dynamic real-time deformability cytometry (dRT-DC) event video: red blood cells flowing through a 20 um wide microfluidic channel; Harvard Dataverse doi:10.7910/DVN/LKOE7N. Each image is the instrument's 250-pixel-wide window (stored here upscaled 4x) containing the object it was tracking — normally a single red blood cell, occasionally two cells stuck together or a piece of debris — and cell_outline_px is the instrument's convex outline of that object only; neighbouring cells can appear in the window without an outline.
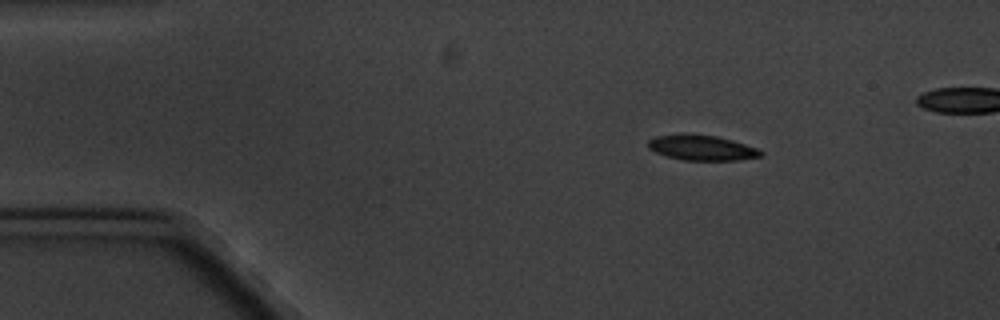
{"species": "common noctule bat (a hibernating species)", "species_latin": "Nyctalus noctula", "temperature_condition": "cold", "stored_images_in_passage": 4, "camera_frame_rate_fps": 3000, "um_per_image_px": 0.085, "animal": {"sex": "male", "body_mass_g": 20.1, "forearm_length_mm": 53.5}, "frame": {"image": 1, "passage_image": 1, "time_ms": 0.0, "image_size_px": [1000, 320], "cell_outline_px": [[764, 156], [740, 160], [684, 160], [668, 156], [656, 152], [648, 148], [648, 140], [656, 136], [684, 132], [716, 136], [732, 140], [756, 148], [764, 152]], "centroid_in_image_um": [59.65, 12.54], "position_along_channel_um": 25.3, "area_um2": 16.76}}